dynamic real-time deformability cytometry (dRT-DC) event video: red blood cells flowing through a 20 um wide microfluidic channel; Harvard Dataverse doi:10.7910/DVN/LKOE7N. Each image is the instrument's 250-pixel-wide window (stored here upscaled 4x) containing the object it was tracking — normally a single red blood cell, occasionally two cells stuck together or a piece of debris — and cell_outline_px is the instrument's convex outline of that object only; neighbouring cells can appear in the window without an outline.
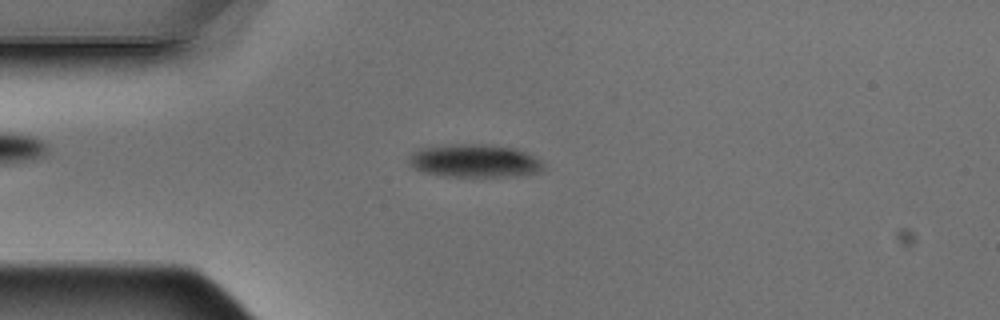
{"species": "Egyptian fruit bat (a non-hibernating species)", "species_latin": "Rousettus aegyptiacus", "temperature_condition": "warm", "stored_images_in_passage": 6, "camera_frame_rate_fps": 3000, "um_per_image_px": 0.085, "animal": {"sex": "male"}, "frame": {"image": 1, "passage_image": 3, "time_ms": 0.667, "image_size_px": [1000, 320], "cell_outline_px": [[544, 168], [536, 172], [516, 176], [436, 176], [412, 168], [408, 164], [408, 156], [416, 152], [428, 148], [460, 144], [484, 144], [512, 148], [524, 152], [540, 160], [544, 164]], "centroid_in_image_um": [40.32, 13.7], "position_along_channel_um": 44.7, "area_um2": 25.43}}
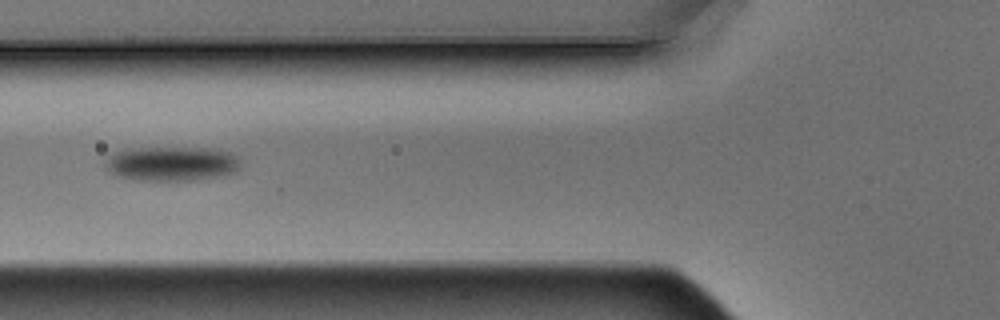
{"frame": {"image": 2, "passage_image": 5, "time_ms": 1.333, "image_size_px": [1000, 320], "cell_outline_px": [[240, 168], [236, 172], [220, 176], [196, 180], [136, 180], [116, 176], [104, 168], [104, 160], [112, 152], [132, 148], [208, 148], [232, 152], [236, 156], [240, 164]], "centroid_in_image_um": [14.56, 13.91], "position_along_channel_um": 111.2, "area_um2": 27.51}}
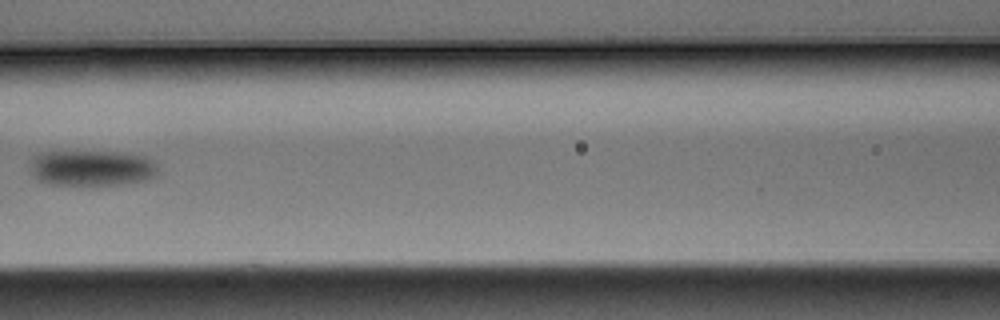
{"frame": {"image": 3, "passage_image": 6, "time_ms": 1.667, "image_size_px": [1000, 320], "cell_outline_px": [[160, 176], [144, 180], [120, 184], [48, 184], [40, 180], [28, 168], [32, 160], [40, 152], [116, 152], [144, 156], [152, 160], [156, 164]], "centroid_in_image_um": [7.84, 14.28], "position_along_channel_um": 158.8, "area_um2": 26.36}}